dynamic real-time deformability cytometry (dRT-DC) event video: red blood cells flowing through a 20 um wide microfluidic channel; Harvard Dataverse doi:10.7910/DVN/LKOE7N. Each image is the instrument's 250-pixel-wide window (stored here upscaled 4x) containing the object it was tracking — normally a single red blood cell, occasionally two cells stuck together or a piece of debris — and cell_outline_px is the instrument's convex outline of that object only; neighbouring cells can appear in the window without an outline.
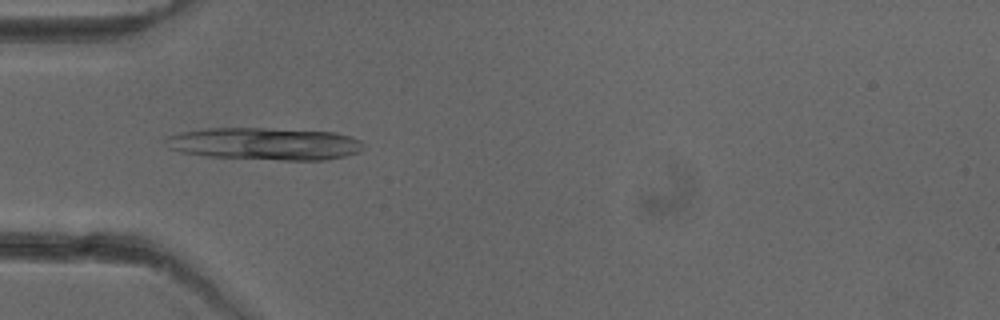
{"species": "common noctule bat (a hibernating species)", "species_latin": "Nyctalus noctula", "temperature_condition": "cold", "stored_images_in_passage": 43, "camera_frame_rate_fps": 3000, "um_per_image_px": 0.085, "animal": {"sex": "female"}, "frame": {"image": 1, "passage_image": 11, "time_ms": 3.333, "image_size_px": [1000, 320], "cell_outline_px": [[364, 148], [360, 152], [328, 160], [280, 160], [204, 156], [180, 152], [168, 148], [160, 140], [164, 136], [180, 132], [204, 128], [264, 128], [336, 132], [360, 140], [364, 144]], "centroid_in_image_um": [22.43, 12.22], "position_along_channel_um": 62.6, "area_um2": 37.86}}
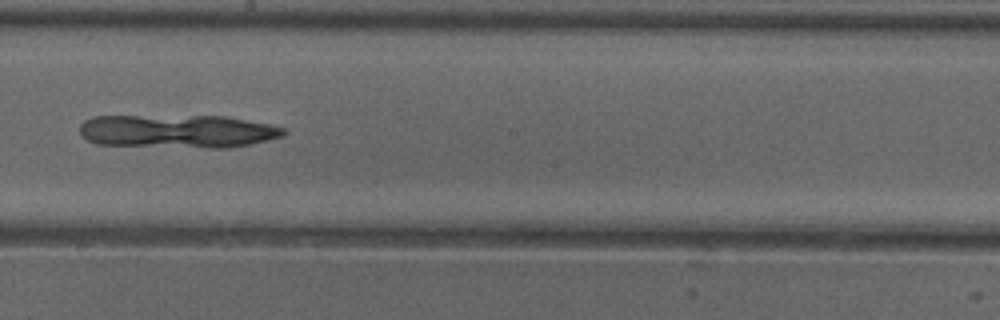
{"frame": {"image": 2, "passage_image": 24, "time_ms": 7.667, "image_size_px": [1000, 320], "cell_outline_px": [[288, 132], [284, 136], [268, 140], [228, 148], [208, 148], [96, 144], [88, 140], [80, 132], [80, 124], [84, 120], [92, 116], [224, 116], [268, 124], [284, 128]], "centroid_in_image_um": [15.1, 11.16], "position_along_channel_um": 233.1, "area_um2": 39.59}}
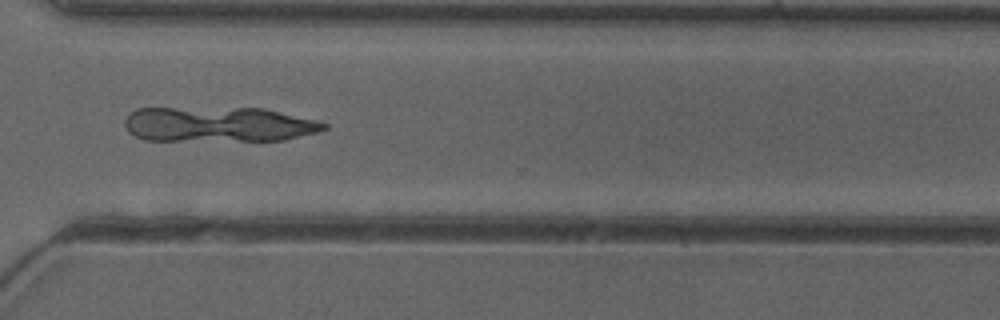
{"frame": {"image": 3, "passage_image": 33, "time_ms": 10.667, "image_size_px": [1000, 320], "cell_outline_px": [[328, 128], [316, 132], [284, 140], [144, 140], [128, 132], [124, 124], [124, 120], [128, 112], [136, 108], [264, 108], [316, 120], [328, 124]], "centroid_in_image_um": [18.53, 10.56], "position_along_channel_um": 352.1, "area_um2": 40.75}}